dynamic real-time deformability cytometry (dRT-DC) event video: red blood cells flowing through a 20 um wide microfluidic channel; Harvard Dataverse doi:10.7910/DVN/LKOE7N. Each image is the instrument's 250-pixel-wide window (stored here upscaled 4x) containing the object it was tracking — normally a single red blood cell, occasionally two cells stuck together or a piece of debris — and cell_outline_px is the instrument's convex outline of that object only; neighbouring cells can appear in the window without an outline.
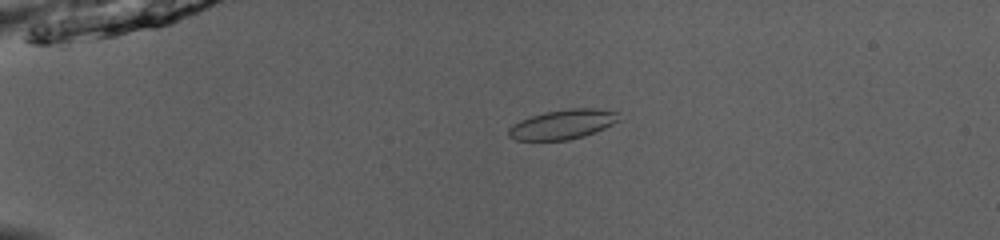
{"species": "common noctule bat (a hibernating species)", "species_latin": "Nyctalus noctula", "temperature_condition": "room temperature", "stored_images_in_passage": 52, "camera_frame_rate_fps": 3000, "um_per_image_px": 0.085, "animal": {"sex": "male", "body_mass_g": 13.0, "forearm_length_mm": 53.1}, "frame": {"image": 1, "passage_image": 14, "time_ms": 4.333, "image_size_px": [1000, 240], "cell_outline_px": [[620, 120], [604, 128], [584, 136], [568, 140], [516, 140], [508, 136], [508, 128], [512, 124], [520, 120], [544, 112], [572, 108], [596, 108], [616, 112]], "centroid_in_image_um": [47.8, 10.57], "position_along_channel_um": 37.2, "area_um2": 18.9}}
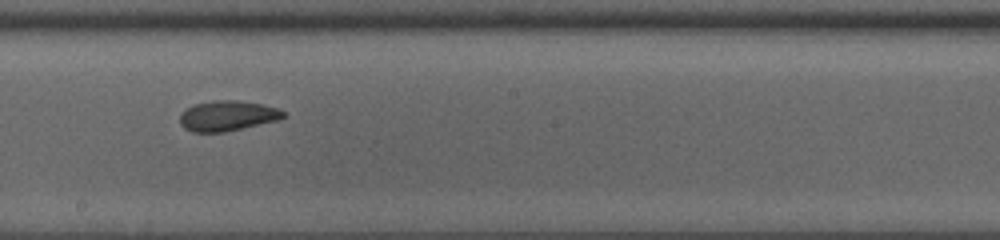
{"frame": {"image": 2, "passage_image": 32, "time_ms": 10.333, "image_size_px": [1000, 240], "cell_outline_px": [[288, 116], [280, 120], [224, 132], [192, 132], [184, 128], [180, 124], [180, 112], [192, 104], [216, 100], [236, 100], [260, 104], [280, 108]], "centroid_in_image_um": [19.34, 9.84], "position_along_channel_um": 228.9, "area_um2": 18.5}}
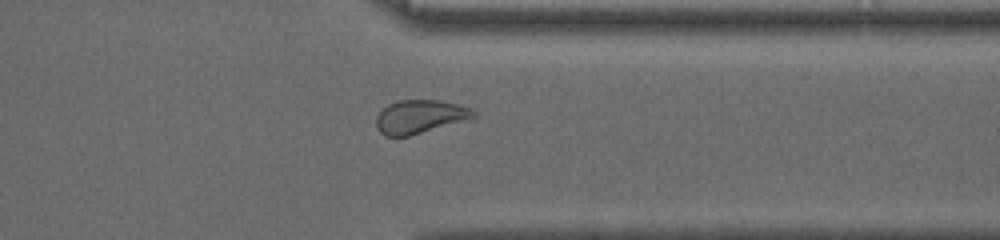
{"frame": {"image": 3, "passage_image": 43, "time_ms": 14.0, "image_size_px": [1000, 240], "cell_outline_px": [[476, 116], [408, 136], [384, 136], [376, 128], [376, 116], [388, 104], [400, 100], [440, 100], [456, 104], [468, 108], [476, 112]], "centroid_in_image_um": [35.61, 9.91], "position_along_channel_um": 375.8, "area_um2": 18.5}, "authors_computed_cell_mechanics": {"area_um2": 19.1607, "velocity_mm_per_s": 4.0211, "shape_relaxation_time_tau1_ms": 4.6348, "shape_relaxation_time_tau2_ms": 2.2806, "deformation_change_tau1": 0.1188, "deformation_change_tau2": 0.078}}